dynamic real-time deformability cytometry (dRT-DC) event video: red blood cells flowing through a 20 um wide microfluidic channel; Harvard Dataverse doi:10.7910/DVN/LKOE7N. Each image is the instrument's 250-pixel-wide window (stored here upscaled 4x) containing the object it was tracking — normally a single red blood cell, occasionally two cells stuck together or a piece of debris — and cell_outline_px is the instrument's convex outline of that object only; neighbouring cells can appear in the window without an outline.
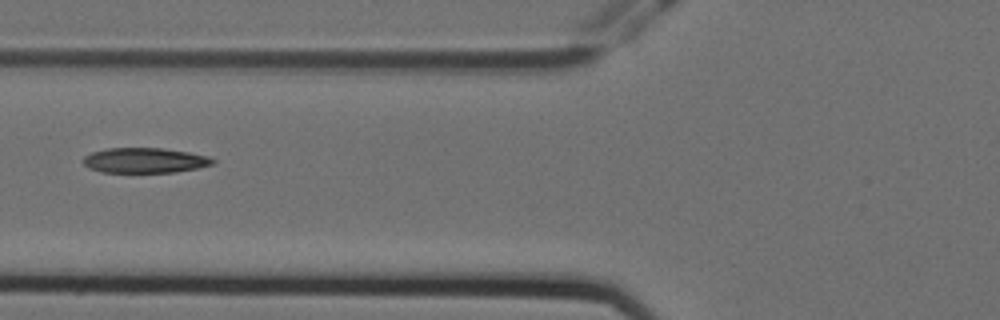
{"species": "Egyptian fruit bat (a non-hibernating species)", "species_latin": "Rousettus aegyptiacus", "temperature_condition": "cold", "stored_images_in_passage": 2, "camera_frame_rate_fps": 3000, "um_per_image_px": 0.085, "animal": {"sex": "female"}, "frame": {"image": 1, "passage_image": 2, "time_ms": 0.333, "image_size_px": [1000, 320], "cell_outline_px": [[216, 164], [176, 172], [100, 172], [88, 168], [84, 164], [84, 156], [92, 152], [108, 148], [164, 148], [188, 152], [208, 156], [216, 160]], "centroid_in_image_um": [12.33, 13.63], "position_along_channel_um": 113.5, "area_um2": 19.02}}